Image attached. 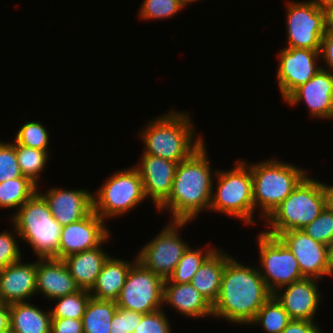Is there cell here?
Segmentation results:
<instances>
[{"label": "cell", "instance_id": "obj_18", "mask_svg": "<svg viewBox=\"0 0 333 333\" xmlns=\"http://www.w3.org/2000/svg\"><path fill=\"white\" fill-rule=\"evenodd\" d=\"M37 192L45 199L53 218L65 226L77 222L93 211V192L85 189H65L50 187Z\"/></svg>", "mask_w": 333, "mask_h": 333}, {"label": "cell", "instance_id": "obj_41", "mask_svg": "<svg viewBox=\"0 0 333 333\" xmlns=\"http://www.w3.org/2000/svg\"><path fill=\"white\" fill-rule=\"evenodd\" d=\"M320 57H321L320 63L324 61L322 69L330 72L333 75V34L323 35L321 42ZM324 63L326 65H324Z\"/></svg>", "mask_w": 333, "mask_h": 333}, {"label": "cell", "instance_id": "obj_22", "mask_svg": "<svg viewBox=\"0 0 333 333\" xmlns=\"http://www.w3.org/2000/svg\"><path fill=\"white\" fill-rule=\"evenodd\" d=\"M164 305L191 319L213 317V306L191 283H164Z\"/></svg>", "mask_w": 333, "mask_h": 333}, {"label": "cell", "instance_id": "obj_11", "mask_svg": "<svg viewBox=\"0 0 333 333\" xmlns=\"http://www.w3.org/2000/svg\"><path fill=\"white\" fill-rule=\"evenodd\" d=\"M164 280L139 261L130 268L120 295L117 307L149 314L162 309Z\"/></svg>", "mask_w": 333, "mask_h": 333}, {"label": "cell", "instance_id": "obj_16", "mask_svg": "<svg viewBox=\"0 0 333 333\" xmlns=\"http://www.w3.org/2000/svg\"><path fill=\"white\" fill-rule=\"evenodd\" d=\"M293 107L304 103L310 117L333 120V75L320 69L308 82L298 87L285 101Z\"/></svg>", "mask_w": 333, "mask_h": 333}, {"label": "cell", "instance_id": "obj_5", "mask_svg": "<svg viewBox=\"0 0 333 333\" xmlns=\"http://www.w3.org/2000/svg\"><path fill=\"white\" fill-rule=\"evenodd\" d=\"M213 181L216 186L213 183L209 211L236 218L249 227L256 225L252 174L247 161L237 159L234 168L217 170Z\"/></svg>", "mask_w": 333, "mask_h": 333}, {"label": "cell", "instance_id": "obj_17", "mask_svg": "<svg viewBox=\"0 0 333 333\" xmlns=\"http://www.w3.org/2000/svg\"><path fill=\"white\" fill-rule=\"evenodd\" d=\"M318 283L320 280L304 277L278 289L273 296L292 320L315 322L316 313L323 299Z\"/></svg>", "mask_w": 333, "mask_h": 333}, {"label": "cell", "instance_id": "obj_28", "mask_svg": "<svg viewBox=\"0 0 333 333\" xmlns=\"http://www.w3.org/2000/svg\"><path fill=\"white\" fill-rule=\"evenodd\" d=\"M38 190L29 178L21 176L0 183V208L15 209L16 212Z\"/></svg>", "mask_w": 333, "mask_h": 333}, {"label": "cell", "instance_id": "obj_40", "mask_svg": "<svg viewBox=\"0 0 333 333\" xmlns=\"http://www.w3.org/2000/svg\"><path fill=\"white\" fill-rule=\"evenodd\" d=\"M51 333H84L82 319L51 318Z\"/></svg>", "mask_w": 333, "mask_h": 333}, {"label": "cell", "instance_id": "obj_1", "mask_svg": "<svg viewBox=\"0 0 333 333\" xmlns=\"http://www.w3.org/2000/svg\"><path fill=\"white\" fill-rule=\"evenodd\" d=\"M231 257L226 263L220 292L213 306V318L229 323L248 325L258 310L273 295L258 267Z\"/></svg>", "mask_w": 333, "mask_h": 333}, {"label": "cell", "instance_id": "obj_38", "mask_svg": "<svg viewBox=\"0 0 333 333\" xmlns=\"http://www.w3.org/2000/svg\"><path fill=\"white\" fill-rule=\"evenodd\" d=\"M165 308L144 314L134 333H173Z\"/></svg>", "mask_w": 333, "mask_h": 333}, {"label": "cell", "instance_id": "obj_29", "mask_svg": "<svg viewBox=\"0 0 333 333\" xmlns=\"http://www.w3.org/2000/svg\"><path fill=\"white\" fill-rule=\"evenodd\" d=\"M205 250V251H204ZM217 250L215 246H209L207 249L189 246L183 253L178 265L174 269L172 275L164 280V283H190L191 279L201 267V265Z\"/></svg>", "mask_w": 333, "mask_h": 333}, {"label": "cell", "instance_id": "obj_15", "mask_svg": "<svg viewBox=\"0 0 333 333\" xmlns=\"http://www.w3.org/2000/svg\"><path fill=\"white\" fill-rule=\"evenodd\" d=\"M298 261L302 276L322 281L333 277L329 270L326 245L312 239L303 230H289L278 236Z\"/></svg>", "mask_w": 333, "mask_h": 333}, {"label": "cell", "instance_id": "obj_25", "mask_svg": "<svg viewBox=\"0 0 333 333\" xmlns=\"http://www.w3.org/2000/svg\"><path fill=\"white\" fill-rule=\"evenodd\" d=\"M232 256L218 248L198 269L190 283L213 305L219 295L226 263Z\"/></svg>", "mask_w": 333, "mask_h": 333}, {"label": "cell", "instance_id": "obj_8", "mask_svg": "<svg viewBox=\"0 0 333 333\" xmlns=\"http://www.w3.org/2000/svg\"><path fill=\"white\" fill-rule=\"evenodd\" d=\"M147 198L143 182L135 166L113 171L93 192V211L103 220L130 213Z\"/></svg>", "mask_w": 333, "mask_h": 333}, {"label": "cell", "instance_id": "obj_12", "mask_svg": "<svg viewBox=\"0 0 333 333\" xmlns=\"http://www.w3.org/2000/svg\"><path fill=\"white\" fill-rule=\"evenodd\" d=\"M287 45L291 48L321 50L325 34L324 11L311 0L286 2Z\"/></svg>", "mask_w": 333, "mask_h": 333}, {"label": "cell", "instance_id": "obj_45", "mask_svg": "<svg viewBox=\"0 0 333 333\" xmlns=\"http://www.w3.org/2000/svg\"><path fill=\"white\" fill-rule=\"evenodd\" d=\"M325 34H333V7L324 9Z\"/></svg>", "mask_w": 333, "mask_h": 333}, {"label": "cell", "instance_id": "obj_4", "mask_svg": "<svg viewBox=\"0 0 333 333\" xmlns=\"http://www.w3.org/2000/svg\"><path fill=\"white\" fill-rule=\"evenodd\" d=\"M247 164L252 174L254 207L255 211L260 210L261 221L273 213L310 171L274 157Z\"/></svg>", "mask_w": 333, "mask_h": 333}, {"label": "cell", "instance_id": "obj_43", "mask_svg": "<svg viewBox=\"0 0 333 333\" xmlns=\"http://www.w3.org/2000/svg\"><path fill=\"white\" fill-rule=\"evenodd\" d=\"M10 330L9 305L0 303V332Z\"/></svg>", "mask_w": 333, "mask_h": 333}, {"label": "cell", "instance_id": "obj_37", "mask_svg": "<svg viewBox=\"0 0 333 333\" xmlns=\"http://www.w3.org/2000/svg\"><path fill=\"white\" fill-rule=\"evenodd\" d=\"M12 229L10 232H0V270L7 267L8 265L19 261L22 258L21 248L17 243L20 236L16 231L15 226L11 225ZM18 236V238H17Z\"/></svg>", "mask_w": 333, "mask_h": 333}, {"label": "cell", "instance_id": "obj_24", "mask_svg": "<svg viewBox=\"0 0 333 333\" xmlns=\"http://www.w3.org/2000/svg\"><path fill=\"white\" fill-rule=\"evenodd\" d=\"M136 261L137 256L127 261L112 255L109 256L102 266L96 283L89 291L91 297L116 301L123 288L127 274Z\"/></svg>", "mask_w": 333, "mask_h": 333}, {"label": "cell", "instance_id": "obj_31", "mask_svg": "<svg viewBox=\"0 0 333 333\" xmlns=\"http://www.w3.org/2000/svg\"><path fill=\"white\" fill-rule=\"evenodd\" d=\"M16 156L23 176L39 187L40 175L44 172L47 161L50 160L49 151L16 144Z\"/></svg>", "mask_w": 333, "mask_h": 333}, {"label": "cell", "instance_id": "obj_49", "mask_svg": "<svg viewBox=\"0 0 333 333\" xmlns=\"http://www.w3.org/2000/svg\"><path fill=\"white\" fill-rule=\"evenodd\" d=\"M0 333H12L11 330H7V331H2Z\"/></svg>", "mask_w": 333, "mask_h": 333}, {"label": "cell", "instance_id": "obj_32", "mask_svg": "<svg viewBox=\"0 0 333 333\" xmlns=\"http://www.w3.org/2000/svg\"><path fill=\"white\" fill-rule=\"evenodd\" d=\"M91 295L88 290L79 289L77 292L55 298V307L49 309L51 318L82 319L86 305Z\"/></svg>", "mask_w": 333, "mask_h": 333}, {"label": "cell", "instance_id": "obj_21", "mask_svg": "<svg viewBox=\"0 0 333 333\" xmlns=\"http://www.w3.org/2000/svg\"><path fill=\"white\" fill-rule=\"evenodd\" d=\"M80 288L62 259L38 258L36 260V294L51 301L77 292Z\"/></svg>", "mask_w": 333, "mask_h": 333}, {"label": "cell", "instance_id": "obj_47", "mask_svg": "<svg viewBox=\"0 0 333 333\" xmlns=\"http://www.w3.org/2000/svg\"><path fill=\"white\" fill-rule=\"evenodd\" d=\"M315 3L320 9H327L333 7V0H311Z\"/></svg>", "mask_w": 333, "mask_h": 333}, {"label": "cell", "instance_id": "obj_30", "mask_svg": "<svg viewBox=\"0 0 333 333\" xmlns=\"http://www.w3.org/2000/svg\"><path fill=\"white\" fill-rule=\"evenodd\" d=\"M291 318L282 305L272 295L258 310L255 319L249 324L258 325L264 333H281L291 322Z\"/></svg>", "mask_w": 333, "mask_h": 333}, {"label": "cell", "instance_id": "obj_26", "mask_svg": "<svg viewBox=\"0 0 333 333\" xmlns=\"http://www.w3.org/2000/svg\"><path fill=\"white\" fill-rule=\"evenodd\" d=\"M25 301L9 305L12 333H51L50 310ZM34 304V305H33Z\"/></svg>", "mask_w": 333, "mask_h": 333}, {"label": "cell", "instance_id": "obj_36", "mask_svg": "<svg viewBox=\"0 0 333 333\" xmlns=\"http://www.w3.org/2000/svg\"><path fill=\"white\" fill-rule=\"evenodd\" d=\"M23 176L16 156V144L0 141V183Z\"/></svg>", "mask_w": 333, "mask_h": 333}, {"label": "cell", "instance_id": "obj_20", "mask_svg": "<svg viewBox=\"0 0 333 333\" xmlns=\"http://www.w3.org/2000/svg\"><path fill=\"white\" fill-rule=\"evenodd\" d=\"M36 294V260L25 263L20 259L0 270V303L30 301Z\"/></svg>", "mask_w": 333, "mask_h": 333}, {"label": "cell", "instance_id": "obj_44", "mask_svg": "<svg viewBox=\"0 0 333 333\" xmlns=\"http://www.w3.org/2000/svg\"><path fill=\"white\" fill-rule=\"evenodd\" d=\"M322 188L325 194V206L333 212V184L329 185L322 182Z\"/></svg>", "mask_w": 333, "mask_h": 333}, {"label": "cell", "instance_id": "obj_14", "mask_svg": "<svg viewBox=\"0 0 333 333\" xmlns=\"http://www.w3.org/2000/svg\"><path fill=\"white\" fill-rule=\"evenodd\" d=\"M106 223L92 211L83 219L62 226L58 259L100 246L111 235Z\"/></svg>", "mask_w": 333, "mask_h": 333}, {"label": "cell", "instance_id": "obj_35", "mask_svg": "<svg viewBox=\"0 0 333 333\" xmlns=\"http://www.w3.org/2000/svg\"><path fill=\"white\" fill-rule=\"evenodd\" d=\"M302 230L312 239L327 245L333 239V212L325 207L320 215Z\"/></svg>", "mask_w": 333, "mask_h": 333}, {"label": "cell", "instance_id": "obj_7", "mask_svg": "<svg viewBox=\"0 0 333 333\" xmlns=\"http://www.w3.org/2000/svg\"><path fill=\"white\" fill-rule=\"evenodd\" d=\"M10 222L20 239L37 258L58 259L61 225L53 218L45 199L36 192L15 213Z\"/></svg>", "mask_w": 333, "mask_h": 333}, {"label": "cell", "instance_id": "obj_33", "mask_svg": "<svg viewBox=\"0 0 333 333\" xmlns=\"http://www.w3.org/2000/svg\"><path fill=\"white\" fill-rule=\"evenodd\" d=\"M49 137H51L49 131L43 123L30 120V122L26 121V123L21 125L13 139V143L34 149L50 151Z\"/></svg>", "mask_w": 333, "mask_h": 333}, {"label": "cell", "instance_id": "obj_9", "mask_svg": "<svg viewBox=\"0 0 333 333\" xmlns=\"http://www.w3.org/2000/svg\"><path fill=\"white\" fill-rule=\"evenodd\" d=\"M256 237L258 245V265L267 288L273 294L278 289L302 278L296 257L287 245L276 236L259 231Z\"/></svg>", "mask_w": 333, "mask_h": 333}, {"label": "cell", "instance_id": "obj_10", "mask_svg": "<svg viewBox=\"0 0 333 333\" xmlns=\"http://www.w3.org/2000/svg\"><path fill=\"white\" fill-rule=\"evenodd\" d=\"M189 221H169L159 234L155 235L144 247L138 251L137 261L146 269L167 280L178 265L183 253L190 246L180 231L190 224Z\"/></svg>", "mask_w": 333, "mask_h": 333}, {"label": "cell", "instance_id": "obj_13", "mask_svg": "<svg viewBox=\"0 0 333 333\" xmlns=\"http://www.w3.org/2000/svg\"><path fill=\"white\" fill-rule=\"evenodd\" d=\"M276 81L282 100L308 82L321 68L320 50L283 47L278 53Z\"/></svg>", "mask_w": 333, "mask_h": 333}, {"label": "cell", "instance_id": "obj_27", "mask_svg": "<svg viewBox=\"0 0 333 333\" xmlns=\"http://www.w3.org/2000/svg\"><path fill=\"white\" fill-rule=\"evenodd\" d=\"M116 301L90 297L82 318L84 333H110Z\"/></svg>", "mask_w": 333, "mask_h": 333}, {"label": "cell", "instance_id": "obj_39", "mask_svg": "<svg viewBox=\"0 0 333 333\" xmlns=\"http://www.w3.org/2000/svg\"><path fill=\"white\" fill-rule=\"evenodd\" d=\"M143 315V313L118 307L111 321L110 333H134Z\"/></svg>", "mask_w": 333, "mask_h": 333}, {"label": "cell", "instance_id": "obj_48", "mask_svg": "<svg viewBox=\"0 0 333 333\" xmlns=\"http://www.w3.org/2000/svg\"><path fill=\"white\" fill-rule=\"evenodd\" d=\"M181 1L185 5V7L194 3V2H198V0H181Z\"/></svg>", "mask_w": 333, "mask_h": 333}, {"label": "cell", "instance_id": "obj_42", "mask_svg": "<svg viewBox=\"0 0 333 333\" xmlns=\"http://www.w3.org/2000/svg\"><path fill=\"white\" fill-rule=\"evenodd\" d=\"M313 321L291 320L281 333H324L322 328Z\"/></svg>", "mask_w": 333, "mask_h": 333}, {"label": "cell", "instance_id": "obj_19", "mask_svg": "<svg viewBox=\"0 0 333 333\" xmlns=\"http://www.w3.org/2000/svg\"><path fill=\"white\" fill-rule=\"evenodd\" d=\"M141 156L134 166L140 173L147 200L150 198L157 210L170 195L178 163L149 154Z\"/></svg>", "mask_w": 333, "mask_h": 333}, {"label": "cell", "instance_id": "obj_3", "mask_svg": "<svg viewBox=\"0 0 333 333\" xmlns=\"http://www.w3.org/2000/svg\"><path fill=\"white\" fill-rule=\"evenodd\" d=\"M190 112L170 109L152 120L139 131V138L143 141L142 154L181 162L188 159L204 143L201 134H196L195 122Z\"/></svg>", "mask_w": 333, "mask_h": 333}, {"label": "cell", "instance_id": "obj_2", "mask_svg": "<svg viewBox=\"0 0 333 333\" xmlns=\"http://www.w3.org/2000/svg\"><path fill=\"white\" fill-rule=\"evenodd\" d=\"M208 156L204 143L188 159L178 163L170 195L156 210L158 213H169V221L191 222L209 211L217 170L212 169Z\"/></svg>", "mask_w": 333, "mask_h": 333}, {"label": "cell", "instance_id": "obj_23", "mask_svg": "<svg viewBox=\"0 0 333 333\" xmlns=\"http://www.w3.org/2000/svg\"><path fill=\"white\" fill-rule=\"evenodd\" d=\"M111 236L112 234L100 246L62 259L80 289L90 291L96 283L104 262L110 256L102 246L109 240L111 242Z\"/></svg>", "mask_w": 333, "mask_h": 333}, {"label": "cell", "instance_id": "obj_6", "mask_svg": "<svg viewBox=\"0 0 333 333\" xmlns=\"http://www.w3.org/2000/svg\"><path fill=\"white\" fill-rule=\"evenodd\" d=\"M322 181L309 174L264 221L263 232L278 237L289 230H302L325 208Z\"/></svg>", "mask_w": 333, "mask_h": 333}, {"label": "cell", "instance_id": "obj_34", "mask_svg": "<svg viewBox=\"0 0 333 333\" xmlns=\"http://www.w3.org/2000/svg\"><path fill=\"white\" fill-rule=\"evenodd\" d=\"M140 6L138 15L144 21L169 19L185 8L181 0H143Z\"/></svg>", "mask_w": 333, "mask_h": 333}, {"label": "cell", "instance_id": "obj_46", "mask_svg": "<svg viewBox=\"0 0 333 333\" xmlns=\"http://www.w3.org/2000/svg\"><path fill=\"white\" fill-rule=\"evenodd\" d=\"M326 255L329 270L333 274V239L326 245Z\"/></svg>", "mask_w": 333, "mask_h": 333}]
</instances>
